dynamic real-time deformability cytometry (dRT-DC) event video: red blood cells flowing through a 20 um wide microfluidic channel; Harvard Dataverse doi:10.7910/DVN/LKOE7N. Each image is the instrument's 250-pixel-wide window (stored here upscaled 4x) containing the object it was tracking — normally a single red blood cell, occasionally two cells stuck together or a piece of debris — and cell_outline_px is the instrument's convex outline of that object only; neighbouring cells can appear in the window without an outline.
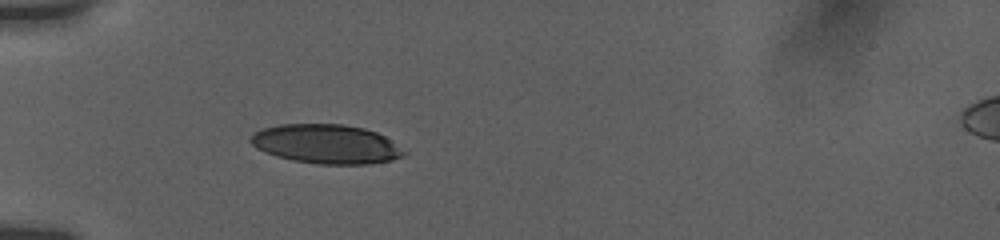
{"species": "human", "species_latin": "Homo sapiens", "temperature_condition": "room temperature", "stored_images_in_passage": 20, "camera_frame_rate_fps": 3000, "um_per_image_px": 0.085, "donor": {"sex": "female"}, "frame": {"image": 1, "passage_image": 2, "time_ms": 0.667, "image_size_px": [1000, 240], "cell_outline_px": [[408, 152], [404, 156], [392, 160], [368, 164], [316, 164], [292, 160], [276, 156], [256, 148], [248, 140], [252, 132], [260, 128], [280, 124], [344, 124], [364, 128], [376, 132], [384, 136]], "centroid_in_image_um": [27.71, 12.24], "position_along_channel_um": 57.3, "area_um2": 35.32}}
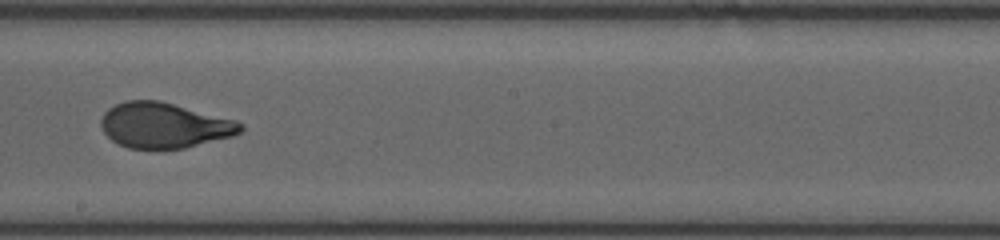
{"frame": {"image": 2, "passage_image": 10, "time_ms": 5.667, "image_size_px": [1000, 240], "cell_outline_px": [[244, 128], [240, 132], [232, 136], [184, 148], [128, 148], [112, 140], [104, 132], [100, 124], [100, 120], [104, 112], [108, 108], [124, 100], [160, 100], [236, 120], [244, 124]], "centroid_in_image_um": [13.95, 10.63], "position_along_channel_um": 234.2, "area_um2": 36.82}}
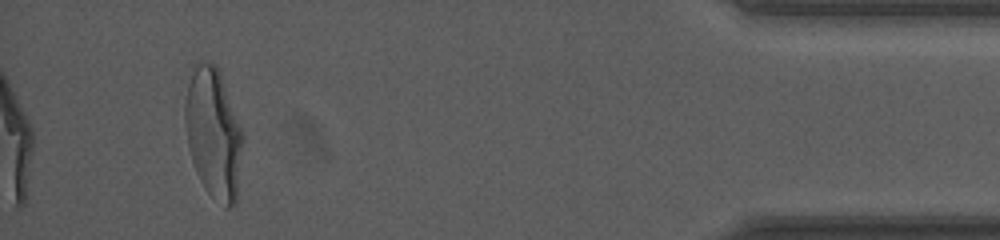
{"frame": {"image": 3, "passage_image": 20, "time_ms": 12.0, "image_size_px": [1000, 240], "cell_outline_px": [[244, 140], [236, 204], [228, 208], [224, 208], [204, 188], [196, 172], [188, 148], [184, 120], [184, 104], [188, 84], [196, 60], [200, 60], [216, 64], [244, 132]], "centroid_in_image_um": [18.15, 11.35], "position_along_channel_um": 417.0, "area_um2": 44.39}, "authors_computed_cell_mechanics": {"area_um2": 37.859, "velocity_mm_per_s": 3.7823, "shape_relaxation_time_tau1_ms": 5.3544, "shape_relaxation_time_tau2_ms": null, "deformation_change_tau1": 0.2261, "deformation_change_tau2": null}}